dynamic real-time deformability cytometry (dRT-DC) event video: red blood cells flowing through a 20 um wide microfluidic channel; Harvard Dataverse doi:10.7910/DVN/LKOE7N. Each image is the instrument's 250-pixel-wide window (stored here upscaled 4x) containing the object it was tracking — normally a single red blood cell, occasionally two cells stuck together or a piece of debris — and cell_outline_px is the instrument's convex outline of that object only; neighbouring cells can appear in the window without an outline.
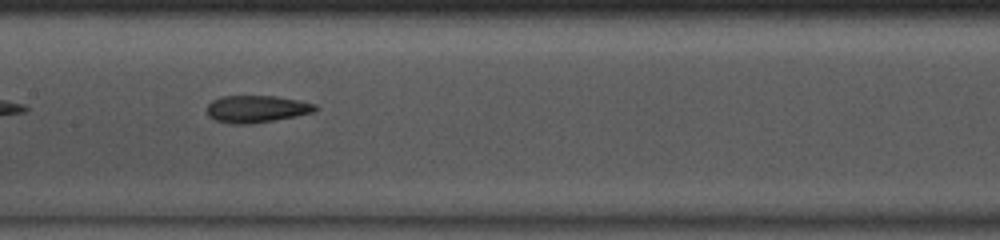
{"species": "common noctule bat (a hibernating species)", "species_latin": "Nyctalus noctula", "temperature_condition": "room temperature", "stored_images_in_passage": 35, "camera_frame_rate_fps": 3000, "um_per_image_px": 0.085, "animal": {"sex": "male", "body_mass_g": 13.0, "forearm_length_mm": 53.1}, "frame": {"image": 1, "passage_image": 11, "time_ms": 3.333, "image_size_px": [1000, 240], "cell_outline_px": [[320, 108], [312, 112], [296, 116], [248, 124], [232, 124], [216, 120], [208, 116], [208, 104], [212, 100], [224, 96], [276, 96], [300, 100], [316, 104]], "centroid_in_image_um": [21.83, 9.25], "position_along_channel_um": 185.6, "area_um2": 17.05}}
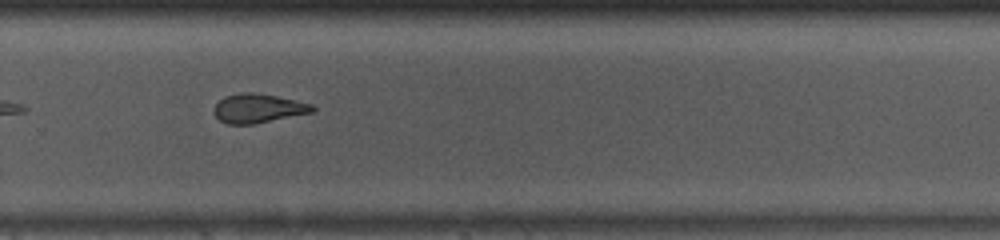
{"frame": {"image": 2, "passage_image": 20, "time_ms": 6.333, "image_size_px": [1000, 240], "cell_outline_px": [[316, 108], [312, 112], [256, 124], [228, 124], [220, 120], [212, 112], [212, 108], [224, 96], [240, 92], [252, 92], [276, 96], [312, 104]], "centroid_in_image_um": [21.9, 9.21], "position_along_channel_um": 307.9, "area_um2": 16.7}, "authors_computed_cell_mechanics": {"area_um2": 17.1666, "velocity_mm_per_s": 4.1031, "shape_relaxation_time_tau1_ms": 5.7998, "shape_relaxation_time_tau2_ms": 2.7204, "deformation_change_tau1": 0.1823, "deformation_change_tau2": 0.0665}}